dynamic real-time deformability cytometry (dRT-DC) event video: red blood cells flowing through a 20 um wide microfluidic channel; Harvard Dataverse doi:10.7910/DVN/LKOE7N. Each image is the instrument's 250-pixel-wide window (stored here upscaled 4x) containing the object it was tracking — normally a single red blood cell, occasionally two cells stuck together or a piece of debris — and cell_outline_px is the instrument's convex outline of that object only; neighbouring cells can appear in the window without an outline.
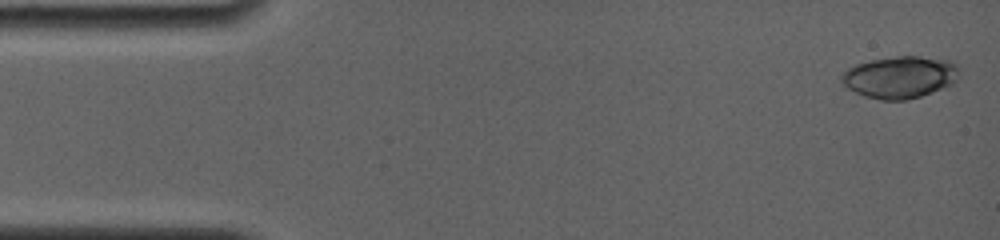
{"species": "common noctule bat (a hibernating species)", "species_latin": "Nyctalus noctula", "temperature_condition": "room temperature", "stored_images_in_passage": 14, "camera_frame_rate_fps": 4000, "um_per_image_px": 0.085, "animal": {"sex": "female", "body_mass_g": 19.0, "forearm_length_mm": 56.7}, "frame": {"image": 1, "passage_image": 1, "time_ms": 0.0, "image_size_px": [1000, 240], "cell_outline_px": [[956, 80], [940, 88], [920, 96], [904, 100], [880, 100], [864, 96], [848, 88], [840, 80], [840, 76], [848, 68], [856, 64], [872, 60], [896, 56], [920, 56], [948, 60], [956, 68]], "centroid_in_image_um": [76.41, 6.55], "position_along_channel_um": 8.6, "area_um2": 28.15}}
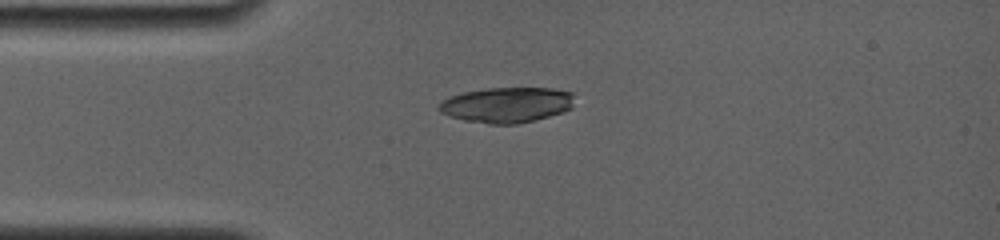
{"frame": {"image": 2, "passage_image": 12, "time_ms": 3.5, "image_size_px": [1000, 240], "cell_outline_px": [[576, 92], [572, 108], [548, 116], [516, 124], [492, 124], [464, 120], [440, 112], [436, 108], [444, 100], [452, 96], [464, 92], [488, 88], [552, 88]], "centroid_in_image_um": [43.13, 8.9], "position_along_channel_um": 41.9, "area_um2": 27.8}}